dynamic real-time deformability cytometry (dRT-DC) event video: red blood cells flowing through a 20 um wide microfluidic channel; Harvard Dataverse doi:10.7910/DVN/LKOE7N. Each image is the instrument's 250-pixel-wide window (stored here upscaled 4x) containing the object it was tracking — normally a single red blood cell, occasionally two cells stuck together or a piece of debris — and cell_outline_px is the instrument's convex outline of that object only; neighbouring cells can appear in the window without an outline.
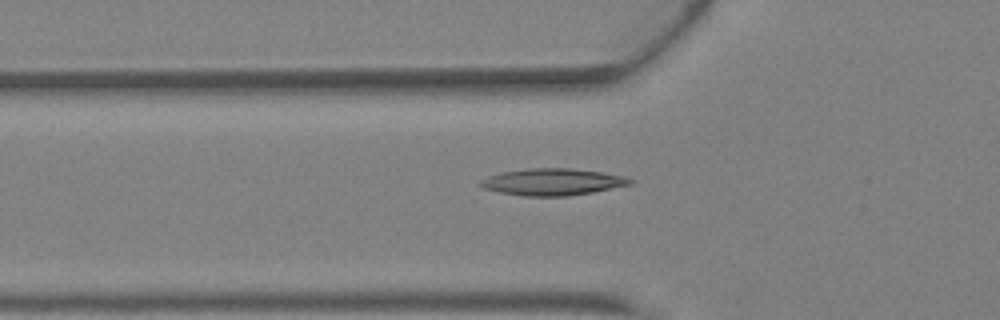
{"species": "Egyptian fruit bat (a non-hibernating species)", "species_latin": "Rousettus aegyptiacus", "temperature_condition": "warm", "stored_images_in_passage": 38, "camera_frame_rate_fps": 3000, "um_per_image_px": 0.085, "animal": {"sex": "female"}, "frame": {"image": 1, "passage_image": 13, "time_ms": 4.0, "image_size_px": [1000, 320], "cell_outline_px": [[636, 180], [632, 184], [592, 192], [568, 196], [524, 196], [500, 192], [484, 188], [476, 184], [480, 180], [488, 176], [504, 172], [532, 168], [572, 168], [628, 176]], "centroid_in_image_um": [47.0, 15.46], "position_along_channel_um": 78.8, "area_um2": 23.41}}
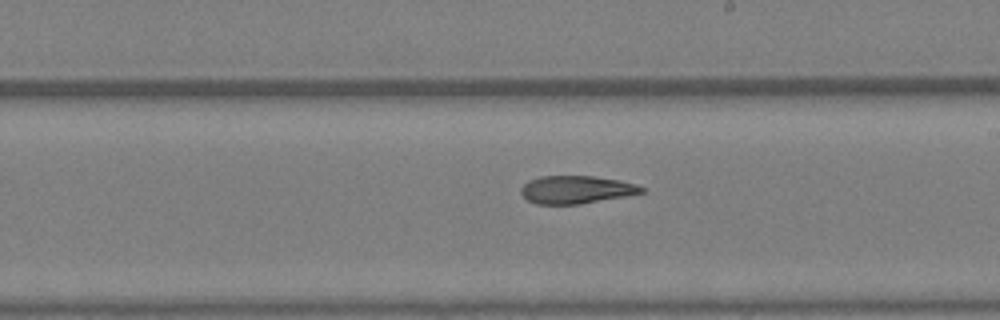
{"frame": {"image": 2, "passage_image": 23, "time_ms": 7.333, "image_size_px": [1000, 320], "cell_outline_px": [[644, 192], [624, 196], [580, 204], [536, 204], [528, 200], [520, 192], [520, 188], [528, 180], [540, 176], [592, 176], [620, 180], [636, 184], [644, 188]], "centroid_in_image_um": [48.95, 16.11], "position_along_channel_um": 240.1, "area_um2": 19.48}}
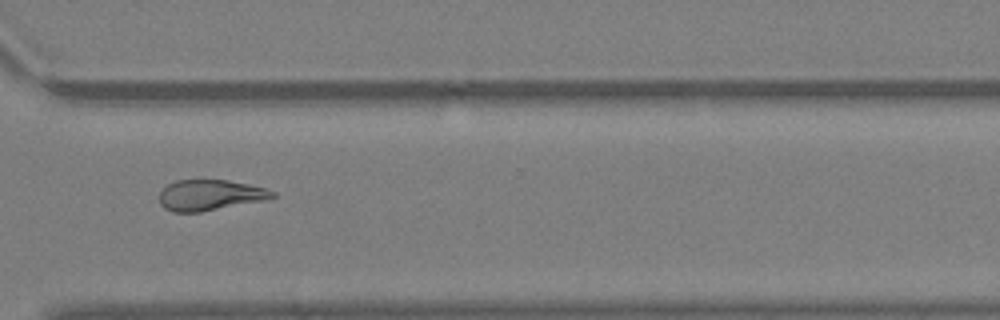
{"frame": {"image": 3, "passage_image": 30, "time_ms": 9.667, "image_size_px": [1000, 320], "cell_outline_px": [[276, 196], [272, 200], [200, 212], [172, 212], [164, 208], [160, 204], [160, 192], [168, 184], [176, 180], [228, 180], [248, 184], [264, 188], [276, 192]], "centroid_in_image_um": [17.91, 16.6], "position_along_channel_um": 352.7, "area_um2": 20.58}, "authors_computed_cell_mechanics": {"area_um2": 21.0392, "velocity_mm_per_s": 4.8187, "shape_relaxation_time_tau1_ms": 8.6472, "shape_relaxation_time_tau2_ms": 5.6463, "deformation_change_tau1": 0.2575, "deformation_change_tau2": 0.1693}}